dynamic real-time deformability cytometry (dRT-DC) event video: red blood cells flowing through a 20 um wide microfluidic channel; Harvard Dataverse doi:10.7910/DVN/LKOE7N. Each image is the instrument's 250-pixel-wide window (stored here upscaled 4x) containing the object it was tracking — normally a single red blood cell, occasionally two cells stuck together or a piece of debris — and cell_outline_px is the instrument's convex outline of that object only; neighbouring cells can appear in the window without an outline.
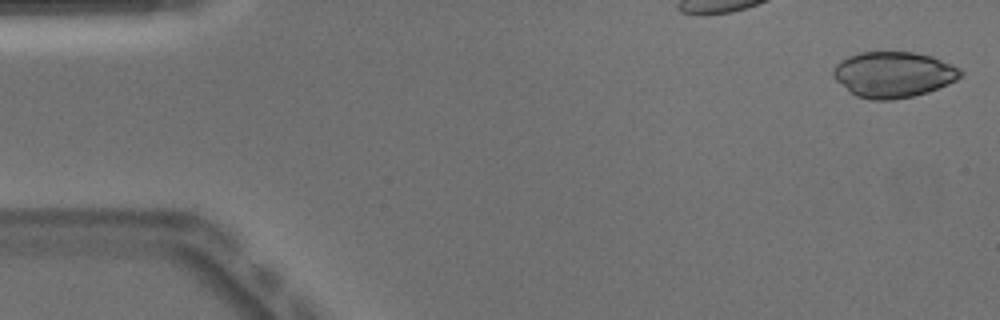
{"species": "Egyptian fruit bat (a non-hibernating species)", "species_latin": "Rousettus aegyptiacus", "temperature_condition": "warm", "stored_images_in_passage": 13, "camera_frame_rate_fps": 3000, "um_per_image_px": 0.085, "animal": {"sex": "male"}, "frame": {"image": 1, "passage_image": 1, "time_ms": 0.0, "image_size_px": [1000, 320], "cell_outline_px": [[964, 76], [948, 84], [928, 92], [912, 96], [892, 100], [872, 100], [856, 96], [848, 92], [832, 76], [832, 72], [836, 64], [840, 60], [848, 56], [860, 52], [916, 52], [932, 56], [960, 68], [964, 72]], "centroid_in_image_um": [75.94, 6.33], "position_along_channel_um": 9.1, "area_um2": 34.28}}